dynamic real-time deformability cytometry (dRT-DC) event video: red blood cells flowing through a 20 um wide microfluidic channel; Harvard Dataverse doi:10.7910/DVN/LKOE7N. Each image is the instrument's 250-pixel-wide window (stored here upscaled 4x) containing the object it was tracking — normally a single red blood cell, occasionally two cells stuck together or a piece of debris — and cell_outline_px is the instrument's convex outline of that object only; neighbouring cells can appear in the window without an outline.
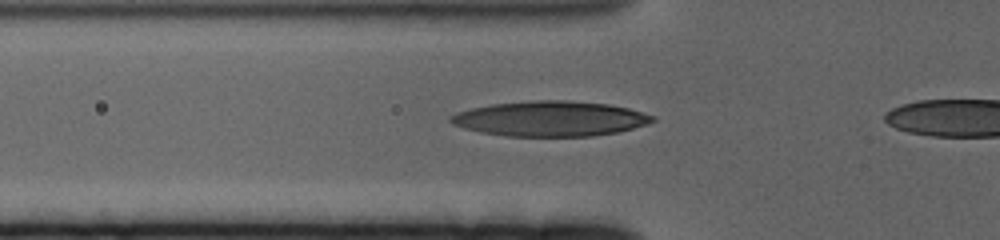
{"species": "human", "species_latin": "Homo sapiens", "temperature_condition": "cold", "stored_images_in_passage": 37, "camera_frame_rate_fps": 3000, "um_per_image_px": 0.085, "donor": {"sex": "female"}, "frame": {"image": 1, "passage_image": 7, "time_ms": 2.0, "image_size_px": [1000, 240], "cell_outline_px": [[648, 120], [628, 128], [608, 132], [572, 136], [532, 136], [468, 112], [484, 108], [508, 104], [596, 104], [620, 108], [636, 112], [648, 116]], "centroid_in_image_um": [47.73, 10.08], "position_along_channel_um": 78.1, "area_um2": 30.0}}
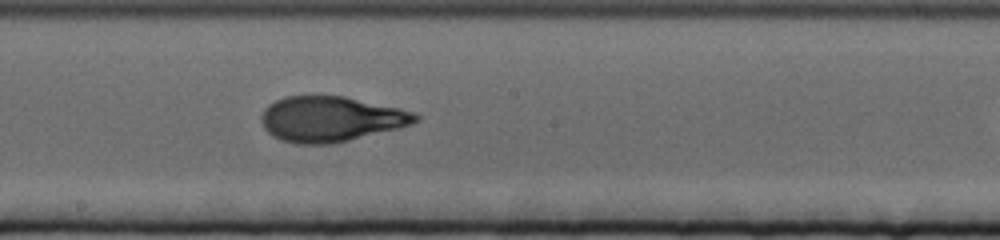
{"frame": {"image": 2, "passage_image": 20, "time_ms": 6.333, "image_size_px": [1000, 240], "cell_outline_px": [[412, 120], [400, 124], [336, 140], [296, 140], [280, 136], [268, 124], [268, 112], [276, 104], [284, 100], [304, 96], [328, 96], [348, 100], [400, 112], [412, 116]], "centroid_in_image_um": [28.0, 10.06], "position_along_channel_um": 220.2, "area_um2": 32.48}}
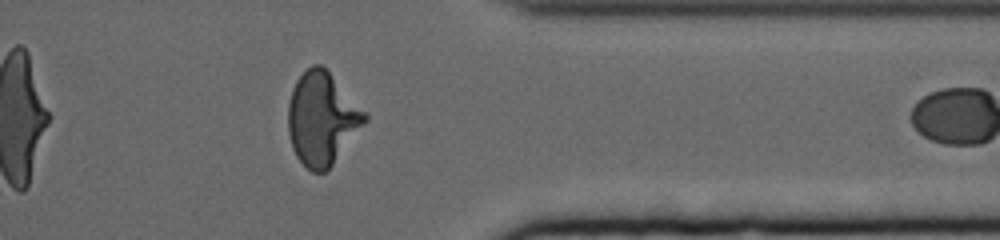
{"frame": {"image": 3, "passage_image": 36, "time_ms": 11.667, "image_size_px": [1000, 240], "cell_outline_px": [[364, 120], [328, 168], [320, 172], [316, 172], [304, 164], [296, 152], [292, 140], [292, 96], [296, 84], [304, 72], [308, 68], [324, 68], [364, 116]], "centroid_in_image_um": [27.35, 10.12], "position_along_channel_um": 384.1, "area_um2": 36.59}}